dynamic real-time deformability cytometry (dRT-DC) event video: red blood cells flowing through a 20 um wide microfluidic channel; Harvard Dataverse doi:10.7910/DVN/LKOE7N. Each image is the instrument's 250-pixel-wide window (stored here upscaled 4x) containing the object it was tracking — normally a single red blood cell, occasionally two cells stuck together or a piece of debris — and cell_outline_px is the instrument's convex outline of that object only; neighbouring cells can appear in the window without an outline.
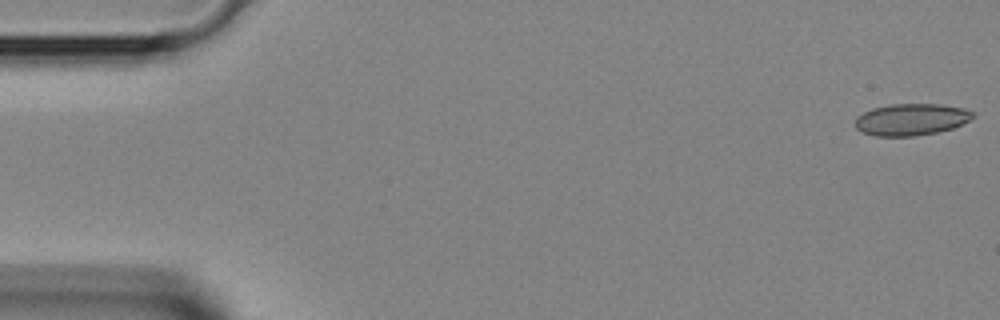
{"species": "Egyptian fruit bat (a non-hibernating species)", "species_latin": "Rousettus aegyptiacus", "temperature_condition": "room temperature", "stored_images_in_passage": 40, "camera_frame_rate_fps": 3000, "um_per_image_px": 0.085, "animal": {"sex": "female"}, "frame": {"image": 1, "passage_image": 1, "time_ms": 0.0, "image_size_px": [1000, 320], "cell_outline_px": [[972, 116], [968, 120], [952, 128], [936, 132], [916, 136], [876, 136], [860, 132], [856, 128], [856, 116], [872, 108], [892, 104], [940, 104], [964, 108], [972, 112]], "centroid_in_image_um": [77.4, 10.16], "position_along_channel_um": 7.6, "area_um2": 21.62}}
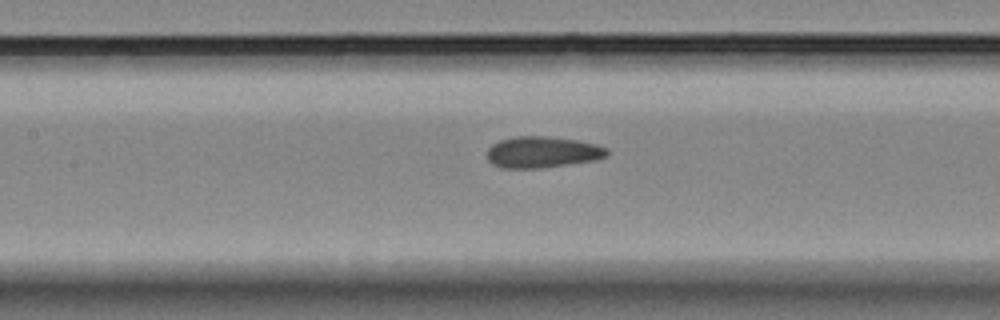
{"frame": {"image": 2, "passage_image": 18, "time_ms": 5.667, "image_size_px": [1000, 320], "cell_outline_px": [[608, 156], [596, 160], [540, 168], [500, 168], [492, 164], [488, 160], [488, 148], [492, 144], [500, 140], [516, 136], [544, 136], [576, 140], [596, 144], [608, 148]], "centroid_in_image_um": [46.1, 12.93], "position_along_channel_um": 161.3, "area_um2": 21.91}}
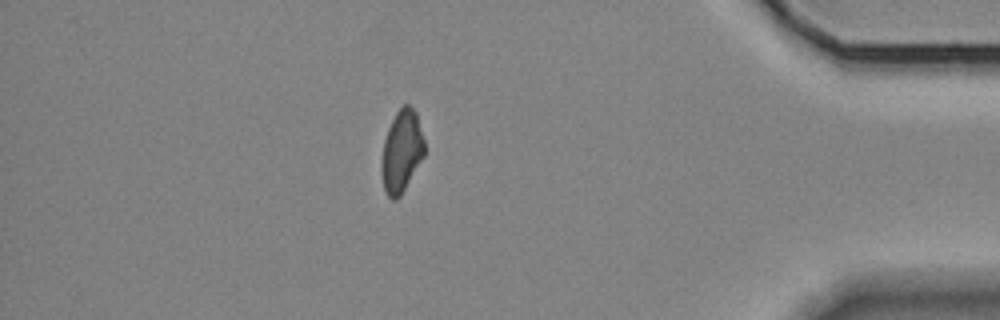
{"frame": {"image": 3, "passage_image": 35, "time_ms": 11.333, "image_size_px": [1000, 320], "cell_outline_px": [[424, 156], [400, 196], [396, 200], [392, 200], [388, 196], [384, 188], [380, 168], [384, 140], [388, 128], [396, 112], [404, 104], [408, 104], [416, 112], [424, 140]], "centroid_in_image_um": [34.13, 12.86], "position_along_channel_um": 401.1, "area_um2": 20.4}}